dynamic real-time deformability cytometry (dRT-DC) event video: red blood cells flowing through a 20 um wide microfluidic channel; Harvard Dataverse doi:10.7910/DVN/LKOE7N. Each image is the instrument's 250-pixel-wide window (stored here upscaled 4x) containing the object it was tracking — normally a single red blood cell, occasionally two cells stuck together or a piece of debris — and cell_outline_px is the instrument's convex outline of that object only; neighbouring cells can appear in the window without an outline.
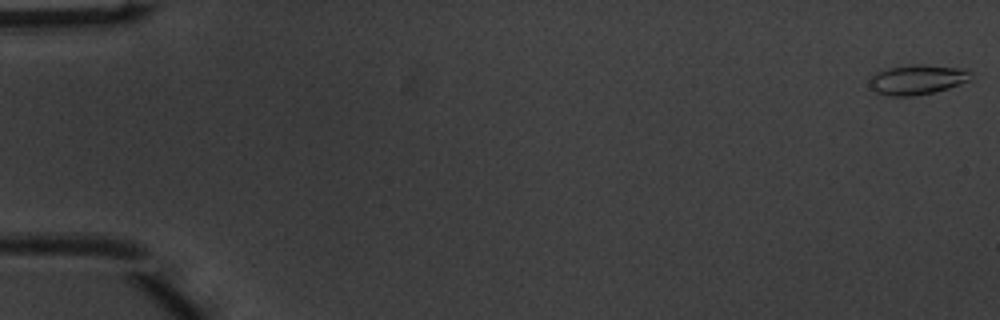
{"species": "common noctule bat (a hibernating species)", "species_latin": "Nyctalus noctula", "temperature_condition": "warm", "stored_images_in_passage": 52, "camera_frame_rate_fps": 3000, "um_per_image_px": 0.085, "animal": {"sex": "male", "body_mass_g": 20.1, "forearm_length_mm": 53.5}, "frame": {"image": 1, "passage_image": 1, "time_ms": 0.0, "image_size_px": [1000, 320], "cell_outline_px": [[972, 76], [968, 80], [960, 84], [948, 88], [916, 96], [888, 96], [876, 92], [868, 84], [872, 76], [888, 68], [912, 64], [920, 64], [968, 68], [972, 72]], "centroid_in_image_um": [78.01, 6.76], "position_along_channel_um": 7.0, "area_um2": 17.69}}
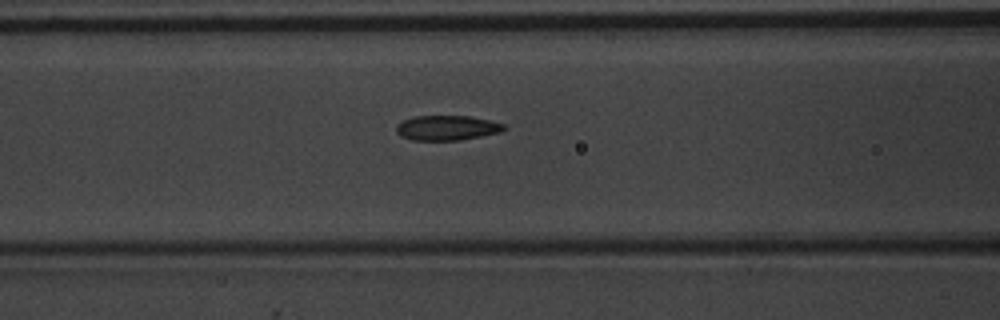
{"frame": {"image": 2, "passage_image": 22, "time_ms": 7.0, "image_size_px": [1000, 320], "cell_outline_px": [[508, 128], [500, 132], [460, 140], [412, 140], [400, 136], [396, 132], [396, 124], [404, 120], [416, 116], [468, 116], [488, 120], [504, 124]], "centroid_in_image_um": [37.97, 10.87], "position_along_channel_um": 128.6, "area_um2": 15.55}}
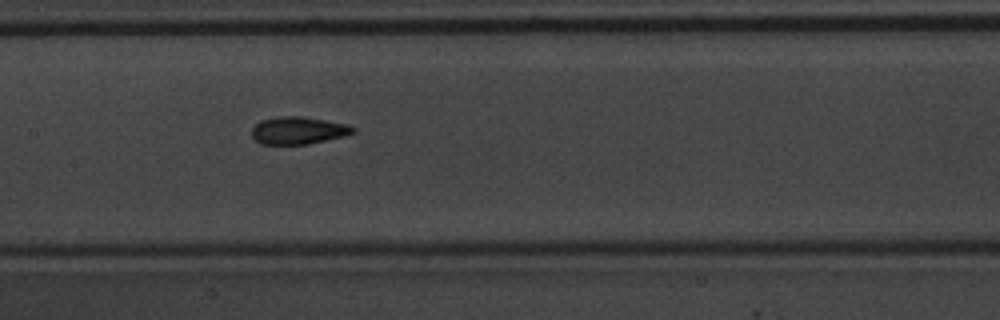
{"frame": {"image": 3, "passage_image": 26, "time_ms": 8.333, "image_size_px": [1000, 320], "cell_outline_px": [[356, 132], [344, 136], [308, 144], [260, 144], [252, 136], [252, 128], [260, 120], [276, 116], [304, 116], [348, 124], [356, 128]], "centroid_in_image_um": [25.36, 11.08], "position_along_channel_um": 182.0, "area_um2": 16.36}, "authors_computed_cell_mechanics": {"area_um2": 16.1262, "velocity_mm_per_s": 4.0023, "shape_relaxation_time_tau1_ms": 5.22, "shape_relaxation_time_tau2_ms": 2.1325, "deformation_change_tau1": 0.163, "deformation_change_tau2": 0.0947}}